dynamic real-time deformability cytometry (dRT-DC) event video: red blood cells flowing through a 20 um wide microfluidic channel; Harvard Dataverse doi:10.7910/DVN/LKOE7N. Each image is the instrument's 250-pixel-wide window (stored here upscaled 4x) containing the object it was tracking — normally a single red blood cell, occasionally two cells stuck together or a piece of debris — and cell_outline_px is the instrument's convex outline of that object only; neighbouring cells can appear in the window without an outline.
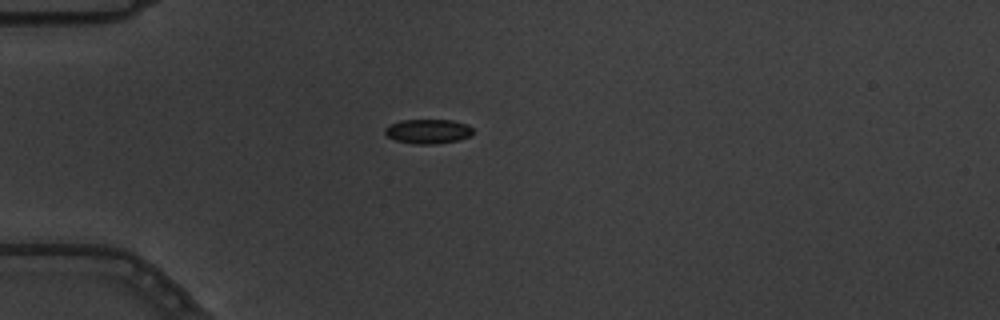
{"species": "common noctule bat (a hibernating species)", "species_latin": "Nyctalus noctula", "temperature_condition": "warm", "stored_images_in_passage": 4, "camera_frame_rate_fps": 3000, "um_per_image_px": 0.085, "animal": {"sex": "male", "body_mass_g": 19.5, "forearm_length_mm": 54.6}, "frame": {"image": 1, "passage_image": 1, "time_ms": 0.0, "image_size_px": [1000, 320], "cell_outline_px": [[472, 132], [468, 136], [460, 140], [436, 144], [416, 144], [396, 140], [388, 136], [384, 132], [384, 128], [400, 120], [452, 120], [468, 124], [472, 128]], "centroid_in_image_um": [36.39, 11.16], "position_along_channel_um": 48.6, "area_um2": 12.48}}